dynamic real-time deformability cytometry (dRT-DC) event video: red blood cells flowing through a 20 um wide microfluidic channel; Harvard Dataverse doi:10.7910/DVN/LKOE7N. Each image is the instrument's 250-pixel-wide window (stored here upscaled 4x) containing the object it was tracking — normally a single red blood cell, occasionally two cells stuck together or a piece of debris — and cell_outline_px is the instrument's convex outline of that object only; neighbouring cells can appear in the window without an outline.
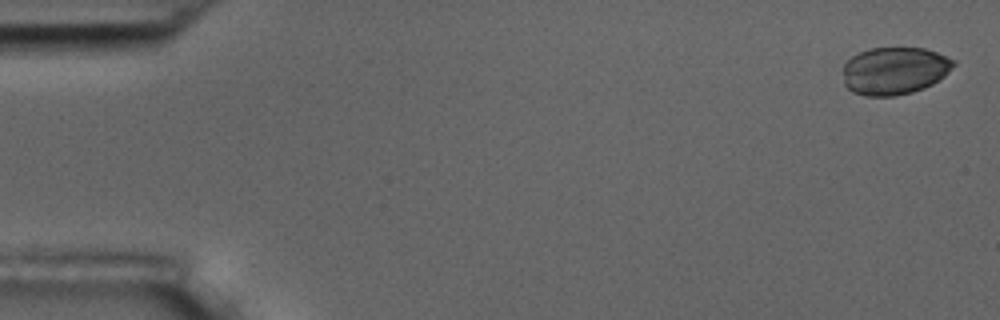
{"species": "common noctule bat (a hibernating species)", "species_latin": "Nyctalus noctula", "temperature_condition": "room temperature", "stored_images_in_passage": 5, "camera_frame_rate_fps": 3000, "um_per_image_px": 0.085, "animal": {"sex": "male", "body_mass_g": 17.5, "forearm_length_mm": 52.3}, "frame": {"image": 1, "passage_image": 1, "time_ms": 0.0, "image_size_px": [1000, 320], "cell_outline_px": [[956, 64], [944, 76], [932, 84], [924, 88], [912, 92], [896, 96], [868, 96], [852, 92], [844, 84], [844, 64], [852, 56], [868, 48], [924, 48], [936, 52], [956, 60]], "centroid_in_image_um": [76.04, 6.01], "position_along_channel_um": 9.0, "area_um2": 30.69}}
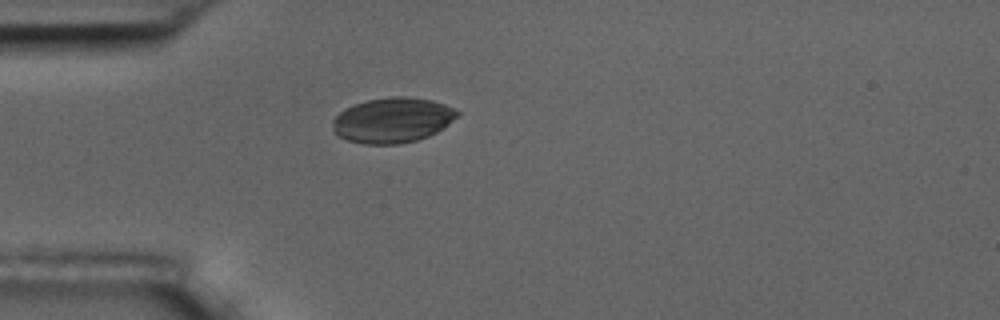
{"frame": {"image": 2, "passage_image": 5, "time_ms": 4.667, "image_size_px": [1000, 320], "cell_outline_px": [[460, 112], [444, 128], [428, 136], [416, 140], [400, 144], [364, 144], [348, 140], [332, 132], [332, 120], [344, 108], [352, 104], [368, 100], [392, 96], [408, 96], [432, 100], [456, 108]], "centroid_in_image_um": [33.35, 10.2], "position_along_channel_um": 51.7, "area_um2": 33.0}}